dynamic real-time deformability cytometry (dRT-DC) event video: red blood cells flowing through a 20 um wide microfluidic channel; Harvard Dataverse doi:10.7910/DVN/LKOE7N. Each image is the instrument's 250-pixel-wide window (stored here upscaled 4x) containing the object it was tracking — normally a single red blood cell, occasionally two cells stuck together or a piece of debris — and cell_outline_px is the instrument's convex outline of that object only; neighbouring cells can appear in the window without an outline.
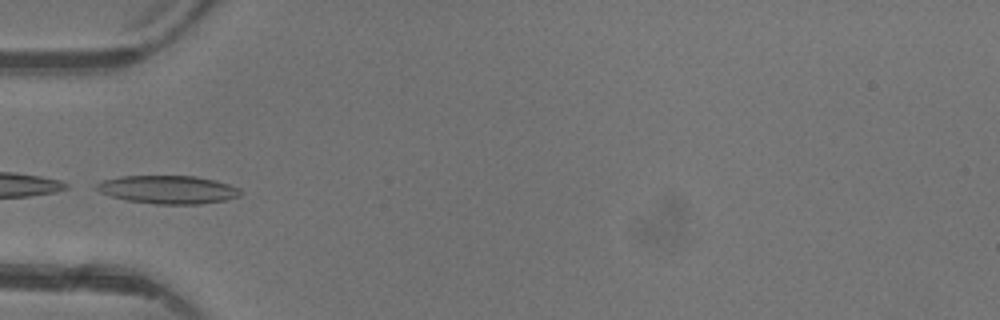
{"species": "common noctule bat (a hibernating species)", "species_latin": "Nyctalus noctula", "temperature_condition": "warm", "stored_images_in_passage": 3, "camera_frame_rate_fps": 3000, "um_per_image_px": 0.085, "animal": {"sex": "female"}, "frame": {"image": 1, "passage_image": 3, "time_ms": 3.0, "image_size_px": [1000, 320], "cell_outline_px": [[244, 192], [240, 196], [224, 200], [200, 204], [156, 204], [128, 200], [112, 196], [100, 192], [92, 188], [100, 180], [120, 176], [196, 176], [216, 180], [240, 188]], "centroid_in_image_um": [14.28, 16.11], "position_along_channel_um": 70.7, "area_um2": 23.81}}